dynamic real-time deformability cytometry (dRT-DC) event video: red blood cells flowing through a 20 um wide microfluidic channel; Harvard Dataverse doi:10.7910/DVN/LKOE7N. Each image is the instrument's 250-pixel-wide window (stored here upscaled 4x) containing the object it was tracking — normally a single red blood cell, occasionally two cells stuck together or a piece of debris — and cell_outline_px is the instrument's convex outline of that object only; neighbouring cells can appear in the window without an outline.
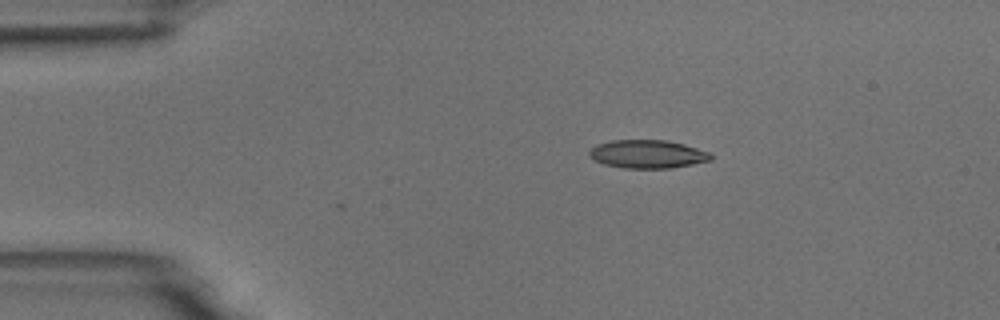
{"species": "common noctule bat (a hibernating species)", "species_latin": "Nyctalus noctula", "temperature_condition": "room temperature", "stored_images_in_passage": 2, "camera_frame_rate_fps": 3000, "um_per_image_px": 0.085, "animal": {"sex": "male", "body_mass_g": 18.8}, "frame": {"image": 1, "passage_image": 2, "time_ms": 2.0, "image_size_px": [1000, 320], "cell_outline_px": [[712, 160], [672, 168], [624, 168], [604, 164], [588, 156], [588, 152], [596, 144], [612, 140], [664, 140], [684, 144], [712, 152]], "centroid_in_image_um": [55.06, 13.09], "position_along_channel_um": 29.9, "area_um2": 20.11}}